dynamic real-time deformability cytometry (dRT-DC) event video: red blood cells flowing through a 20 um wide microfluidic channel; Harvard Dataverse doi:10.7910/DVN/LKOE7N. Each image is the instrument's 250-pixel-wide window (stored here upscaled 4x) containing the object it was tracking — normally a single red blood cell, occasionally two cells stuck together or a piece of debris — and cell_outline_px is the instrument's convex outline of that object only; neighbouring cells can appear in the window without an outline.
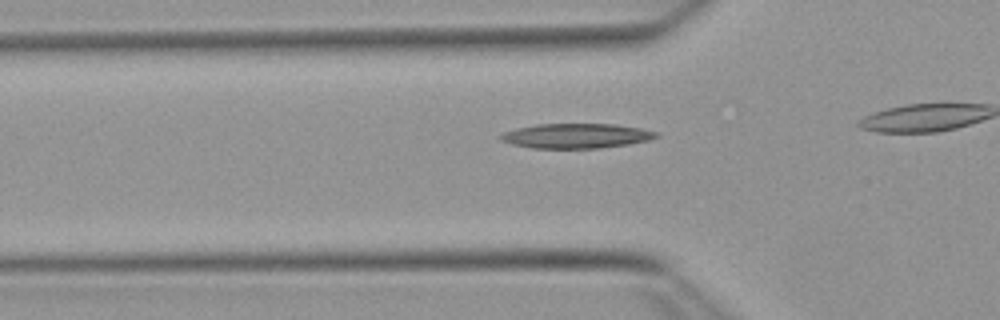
{"species": "Egyptian fruit bat (a non-hibernating species)", "species_latin": "Rousettus aegyptiacus", "temperature_condition": "warm", "stored_images_in_passage": 31, "camera_frame_rate_fps": 3000, "um_per_image_px": 0.085, "animal": {"sex": "female"}, "frame": {"image": 1, "passage_image": 7, "time_ms": 2.0, "image_size_px": [1000, 320], "cell_outline_px": [[660, 136], [648, 140], [628, 144], [600, 148], [532, 148], [512, 144], [500, 140], [496, 136], [504, 132], [516, 128], [536, 124], [616, 124], [640, 128], [656, 132]], "centroid_in_image_um": [48.93, 11.54], "position_along_channel_um": 76.9, "area_um2": 22.48}}
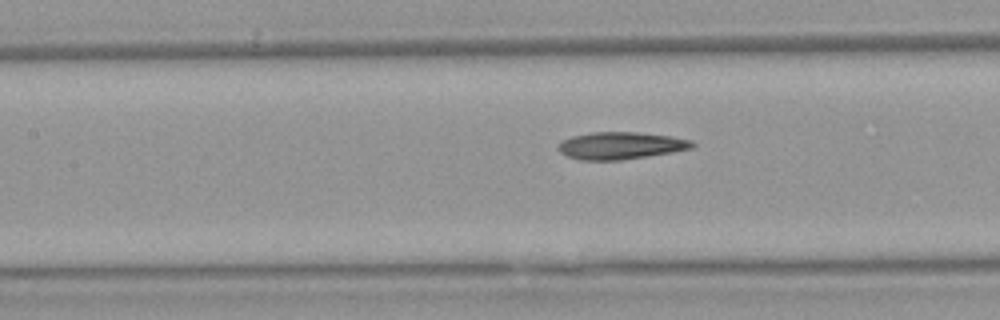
{"frame": {"image": 2, "passage_image": 13, "time_ms": 4.0, "image_size_px": [1000, 320], "cell_outline_px": [[696, 144], [692, 148], [672, 152], [648, 156], [620, 160], [580, 160], [568, 156], [560, 152], [556, 148], [564, 140], [572, 136], [592, 132], [636, 132], [672, 136], [692, 140]], "centroid_in_image_um": [52.78, 12.37], "position_along_channel_um": 154.6, "area_um2": 21.21}}
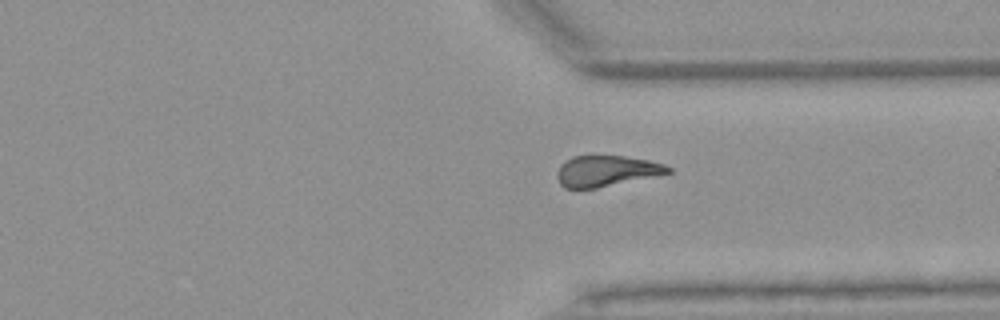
{"frame": {"image": 3, "passage_image": 29, "time_ms": 9.333, "image_size_px": [1000, 320], "cell_outline_px": [[672, 172], [596, 188], [564, 188], [560, 184], [556, 176], [556, 172], [560, 164], [572, 156], [624, 156], [648, 160], [664, 164], [672, 168]], "centroid_in_image_um": [51.5, 14.53], "position_along_channel_um": 359.9, "area_um2": 19.83}}